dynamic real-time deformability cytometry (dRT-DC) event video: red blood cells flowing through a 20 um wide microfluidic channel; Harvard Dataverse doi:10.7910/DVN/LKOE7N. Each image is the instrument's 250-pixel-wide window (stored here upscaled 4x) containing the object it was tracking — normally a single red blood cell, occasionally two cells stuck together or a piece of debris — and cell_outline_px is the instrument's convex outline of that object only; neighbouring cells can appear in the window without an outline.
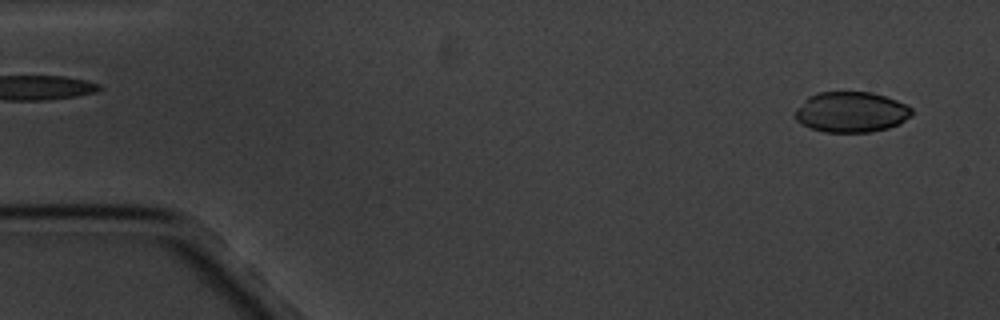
{"species": "common noctule bat (a hibernating species)", "species_latin": "Nyctalus noctula", "temperature_condition": "cold", "stored_images_in_passage": 6, "camera_frame_rate_fps": 3000, "um_per_image_px": 0.085, "animal": {"sex": "male", "body_mass_g": 20.1, "forearm_length_mm": 53.5}, "frame": {"image": 1, "passage_image": 1, "time_ms": 0.0, "image_size_px": [1000, 320], "cell_outline_px": [[912, 116], [900, 124], [888, 128], [872, 132], [824, 132], [800, 124], [796, 120], [796, 108], [808, 96], [816, 92], [872, 92], [896, 100], [912, 108]], "centroid_in_image_um": [72.35, 9.53], "position_along_channel_um": 12.6, "area_um2": 27.69}}